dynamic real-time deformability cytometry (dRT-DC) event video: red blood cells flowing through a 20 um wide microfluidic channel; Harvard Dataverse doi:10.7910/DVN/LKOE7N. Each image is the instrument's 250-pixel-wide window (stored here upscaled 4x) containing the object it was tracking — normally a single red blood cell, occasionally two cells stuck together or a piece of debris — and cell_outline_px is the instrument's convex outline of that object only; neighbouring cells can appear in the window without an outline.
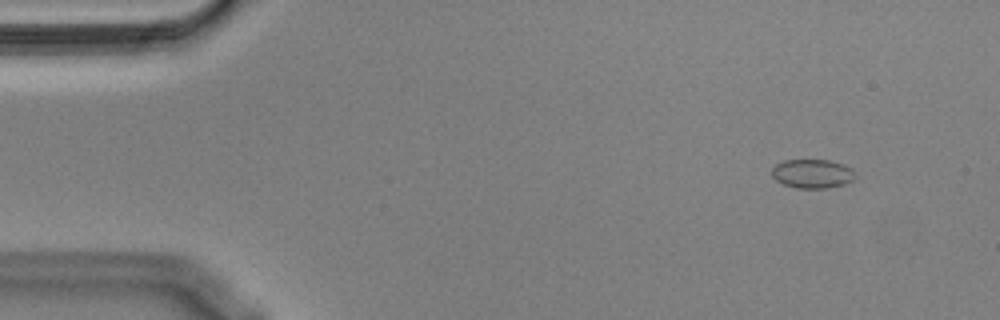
{"species": "Egyptian fruit bat (a non-hibernating species)", "species_latin": "Rousettus aegyptiacus", "temperature_condition": "cold", "stored_images_in_passage": 52, "segment_of_instrument_passage": [1, 2], "camera_frame_rate_fps": 3000, "um_per_image_px": 0.085, "animal": {"sex": "male"}, "frame": {"image": 1, "passage_image": 1, "time_ms": 0.0, "image_size_px": [1000, 320], "cell_outline_px": [[856, 176], [852, 180], [844, 184], [828, 188], [796, 188], [784, 184], [776, 180], [772, 176], [772, 168], [776, 164], [784, 160], [828, 160], [852, 168], [856, 172]], "centroid_in_image_um": [69.05, 14.77], "position_along_channel_um": 15.9, "area_um2": 14.05}}
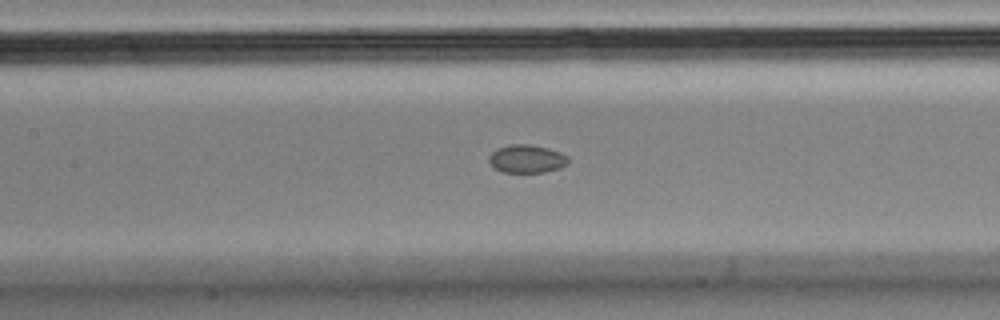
{"frame": {"image": 2, "passage_image": 21, "time_ms": 6.667, "image_size_px": [1000, 320], "cell_outline_px": [[568, 164], [560, 168], [544, 172], [504, 172], [496, 168], [488, 160], [488, 156], [496, 148], [512, 144], [528, 144], [548, 148], [560, 152], [568, 156]], "centroid_in_image_um": [44.79, 13.49], "position_along_channel_um": 162.6, "area_um2": 12.95}}
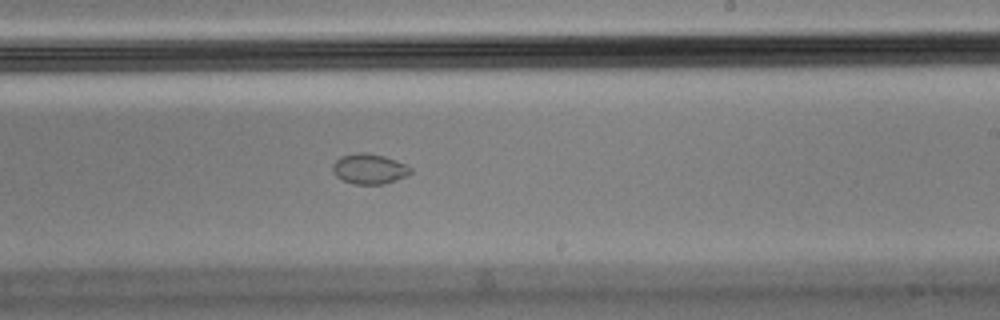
{"frame": {"image": 3, "passage_image": 29, "time_ms": 9.333, "image_size_px": [1000, 320], "cell_outline_px": [[412, 172], [408, 176], [384, 184], [352, 184], [336, 176], [332, 172], [332, 164], [340, 156], [356, 152], [364, 152], [384, 156], [396, 160], [412, 168]], "centroid_in_image_um": [31.38, 14.35], "position_along_channel_um": 257.6, "area_um2": 13.87}}